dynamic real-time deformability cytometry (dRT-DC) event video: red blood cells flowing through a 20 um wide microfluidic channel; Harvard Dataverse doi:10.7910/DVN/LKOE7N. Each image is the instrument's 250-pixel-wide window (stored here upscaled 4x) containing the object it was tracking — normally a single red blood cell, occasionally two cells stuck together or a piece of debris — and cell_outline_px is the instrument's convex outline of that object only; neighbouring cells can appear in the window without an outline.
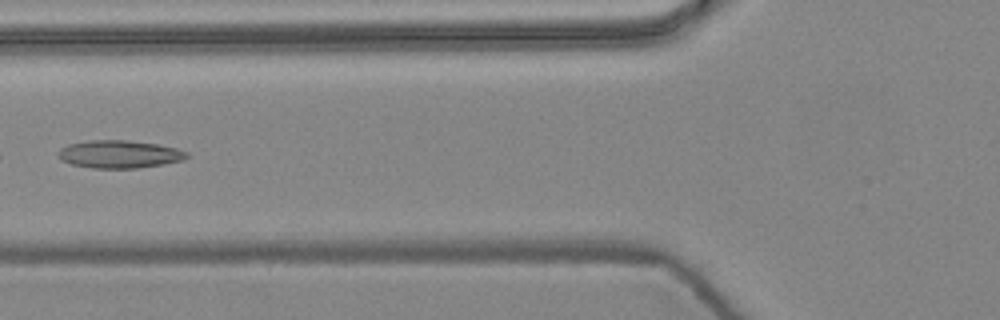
{"species": "common noctule bat (a hibernating species)", "species_latin": "Nyctalus noctula", "temperature_condition": "warm", "stored_images_in_passage": 7, "camera_frame_rate_fps": 3000, "um_per_image_px": 0.085, "animal": {"sex": "female", "body_mass_g": 24.6, "forearm_length_mm": 56.2}, "frame": {"image": 1, "passage_image": 5, "time_ms": 1.333, "image_size_px": [1000, 320], "cell_outline_px": [[188, 156], [180, 160], [164, 164], [136, 168], [92, 168], [72, 164], [64, 160], [56, 152], [60, 148], [68, 144], [88, 140], [128, 140], [156, 144], [176, 148], [188, 152]], "centroid_in_image_um": [10.13, 13.1], "position_along_channel_um": 115.7, "area_um2": 20.63}}
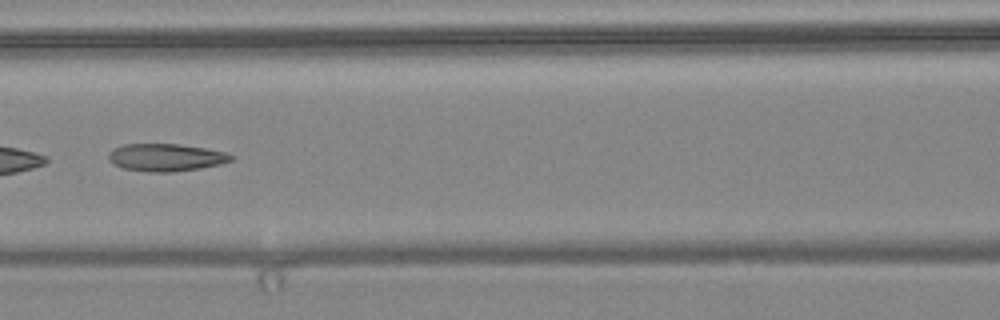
{"frame": {"image": 2, "passage_image": 6, "time_ms": 1.667, "image_size_px": [1000, 320], "cell_outline_px": [[236, 156], [232, 160], [220, 164], [200, 168], [172, 172], [148, 172], [124, 168], [112, 164], [108, 160], [108, 152], [112, 148], [124, 144], [176, 144], [204, 148], [224, 152]], "centroid_in_image_um": [14.06, 13.38], "position_along_channel_um": 152.5, "area_um2": 19.71}}
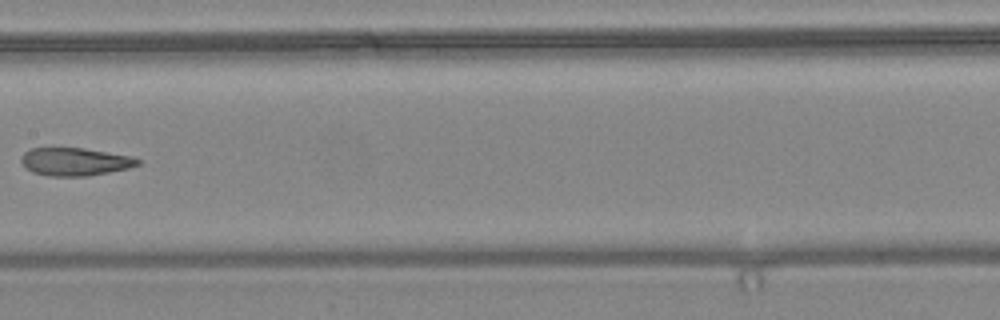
{"frame": {"image": 3, "passage_image": 7, "time_ms": 2.0, "image_size_px": [1000, 320], "cell_outline_px": [[140, 164], [128, 168], [88, 176], [48, 176], [32, 172], [20, 160], [20, 156], [24, 152], [32, 148], [84, 148], [132, 156], [140, 160]], "centroid_in_image_um": [6.37, 13.74], "position_along_channel_um": 201.0, "area_um2": 18.9}}